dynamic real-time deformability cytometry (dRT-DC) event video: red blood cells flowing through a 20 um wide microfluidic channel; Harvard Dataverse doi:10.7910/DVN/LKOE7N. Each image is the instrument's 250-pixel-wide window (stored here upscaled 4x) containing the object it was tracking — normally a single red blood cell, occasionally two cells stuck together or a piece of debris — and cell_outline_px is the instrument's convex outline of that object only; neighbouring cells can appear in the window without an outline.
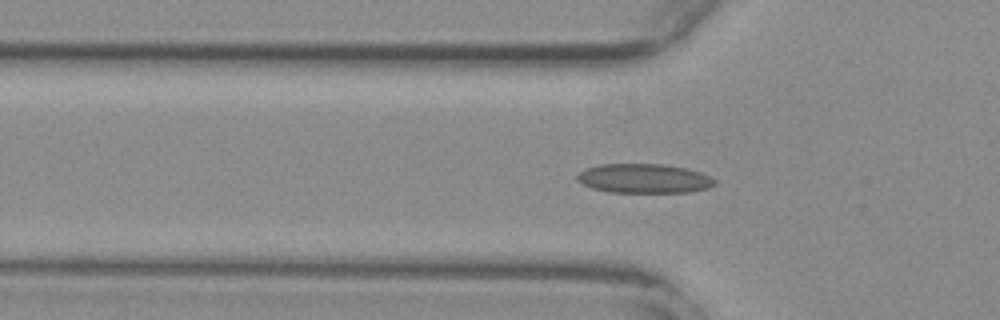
{"species": "common noctule bat (a hibernating species)", "species_latin": "Nyctalus noctula", "temperature_condition": "warm", "stored_images_in_passage": 55, "camera_frame_rate_fps": 3000, "um_per_image_px": 0.085, "animal": {"sex": "female", "body_mass_g": 29.2, "forearm_length_mm": 56.3}, "frame": {"image": 1, "passage_image": 17, "time_ms": 5.333, "image_size_px": [1000, 320], "cell_outline_px": [[716, 184], [708, 188], [688, 192], [608, 192], [592, 188], [576, 180], [576, 176], [580, 172], [588, 168], [600, 164], [664, 164], [684, 168], [700, 172], [716, 180]], "centroid_in_image_um": [54.74, 15.17], "position_along_channel_um": 71.1, "area_um2": 23.35}}
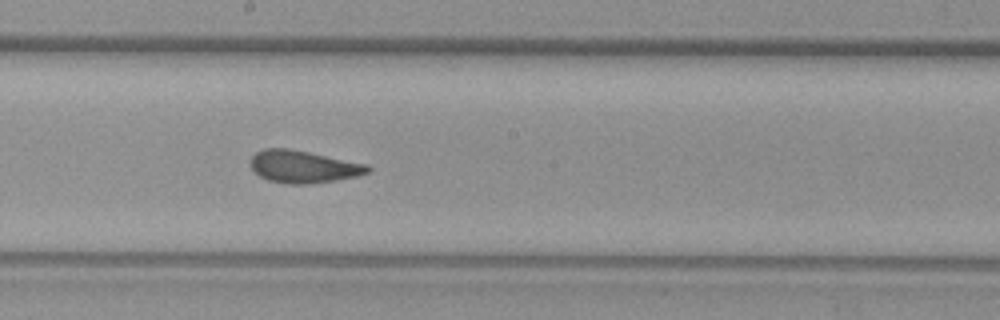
{"frame": {"image": 2, "passage_image": 29, "time_ms": 9.333, "image_size_px": [1000, 320], "cell_outline_px": [[372, 168], [368, 172], [356, 176], [336, 180], [308, 184], [284, 184], [268, 180], [260, 176], [248, 164], [252, 156], [256, 152], [264, 148], [288, 148], [368, 164]], "centroid_in_image_um": [25.76, 14.17], "position_along_channel_um": 222.4, "area_um2": 22.14}}
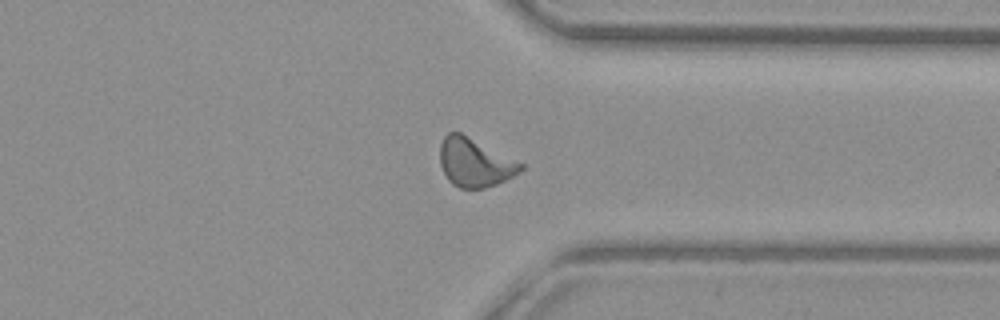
{"frame": {"image": 3, "passage_image": 41, "time_ms": 13.333, "image_size_px": [1000, 320], "cell_outline_px": [[524, 168], [520, 172], [496, 184], [484, 188], [460, 188], [452, 184], [448, 180], [440, 164], [440, 144], [444, 136], [448, 132], [460, 132], [524, 164]], "centroid_in_image_um": [40.34, 13.81], "position_along_channel_um": 371.1, "area_um2": 22.66}, "authors_computed_cell_mechanics": {"area_um2": 22.1374, "velocity_mm_per_s": 3.7748, "shape_relaxation_time_tau1_ms": null, "shape_relaxation_time_tau2_ms": 1.7363, "deformation_change_tau1": null, "deformation_change_tau2": 0.0719}}